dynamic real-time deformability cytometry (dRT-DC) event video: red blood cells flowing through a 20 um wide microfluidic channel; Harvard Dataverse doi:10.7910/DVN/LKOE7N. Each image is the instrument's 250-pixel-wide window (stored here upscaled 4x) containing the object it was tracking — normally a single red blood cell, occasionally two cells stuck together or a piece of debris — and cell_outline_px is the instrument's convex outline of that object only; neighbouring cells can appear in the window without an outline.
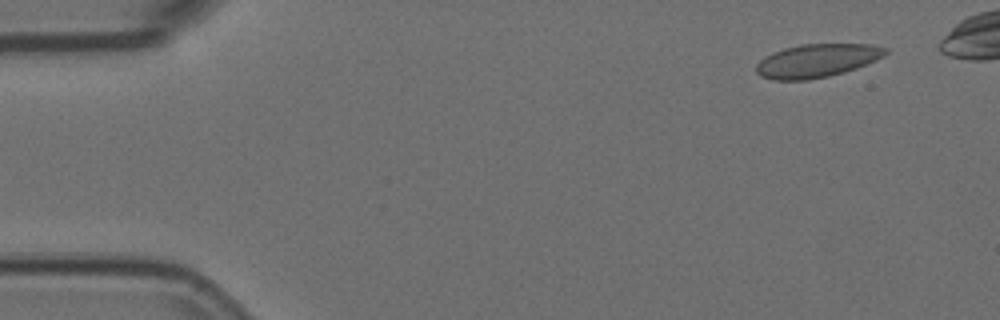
{"species": "Egyptian fruit bat (a non-hibernating species)", "species_latin": "Rousettus aegyptiacus", "temperature_condition": "room temperature", "stored_images_in_passage": 5, "camera_frame_rate_fps": 3000, "um_per_image_px": 0.085, "animal": {"sex": "female"}, "frame": {"image": 1, "passage_image": 1, "time_ms": 0.0, "image_size_px": [1000, 320], "cell_outline_px": [[888, 52], [884, 56], [876, 60], [856, 68], [844, 72], [828, 76], [808, 80], [772, 80], [760, 76], [756, 72], [756, 64], [764, 56], [772, 52], [784, 48], [800, 44], [872, 44], [888, 48]], "centroid_in_image_um": [69.42, 5.15], "position_along_channel_um": 15.6, "area_um2": 25.32}}
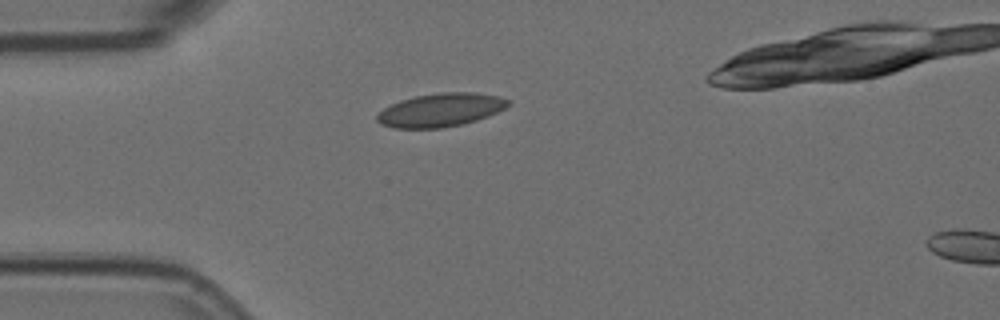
{"frame": {"image": 2, "passage_image": 4, "time_ms": 1.0, "image_size_px": [1000, 320], "cell_outline_px": [[512, 104], [488, 116], [464, 124], [440, 128], [392, 128], [380, 124], [376, 120], [376, 116], [384, 108], [400, 100], [416, 96], [440, 92], [476, 92], [500, 96], [512, 100]], "centroid_in_image_um": [37.48, 9.34], "position_along_channel_um": 47.5, "area_um2": 25.72}}